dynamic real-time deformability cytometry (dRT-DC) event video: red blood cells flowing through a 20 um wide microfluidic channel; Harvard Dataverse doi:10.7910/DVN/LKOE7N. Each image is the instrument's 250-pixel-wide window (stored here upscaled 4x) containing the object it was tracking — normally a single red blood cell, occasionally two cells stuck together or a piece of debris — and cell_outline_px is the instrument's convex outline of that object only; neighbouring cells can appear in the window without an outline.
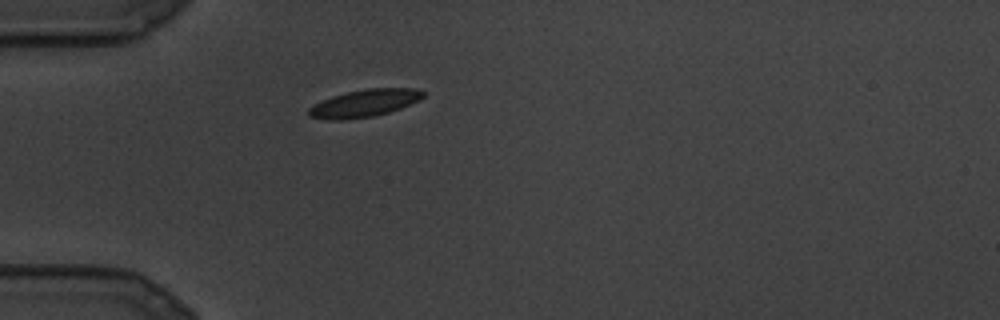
{"species": "common noctule bat (a hibernating species)", "species_latin": "Nyctalus noctula", "temperature_condition": "cold", "stored_images_in_passage": 9, "camera_frame_rate_fps": 3000, "um_per_image_px": 0.085, "animal": {"sex": "male", "body_mass_g": 19.5, "forearm_length_mm": 54.6}, "frame": {"image": 1, "passage_image": 1, "time_ms": 0.0, "image_size_px": [1000, 320], "cell_outline_px": [[424, 96], [420, 100], [400, 108], [376, 116], [344, 120], [328, 120], [308, 116], [308, 108], [332, 96], [348, 92], [368, 88], [416, 88], [424, 92]], "centroid_in_image_um": [30.99, 8.78], "position_along_channel_um": 54.0, "area_um2": 18.21}}
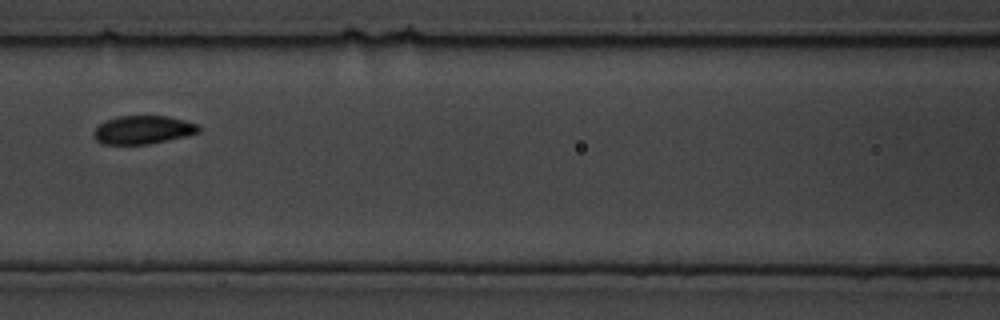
{"frame": {"image": 2, "passage_image": 6, "time_ms": 1.667, "image_size_px": [1000, 320], "cell_outline_px": [[200, 132], [168, 140], [148, 144], [100, 144], [92, 136], [92, 132], [100, 124], [116, 116], [168, 116], [200, 124]], "centroid_in_image_um": [12.15, 11.04], "position_along_channel_um": 154.5, "area_um2": 17.4}}
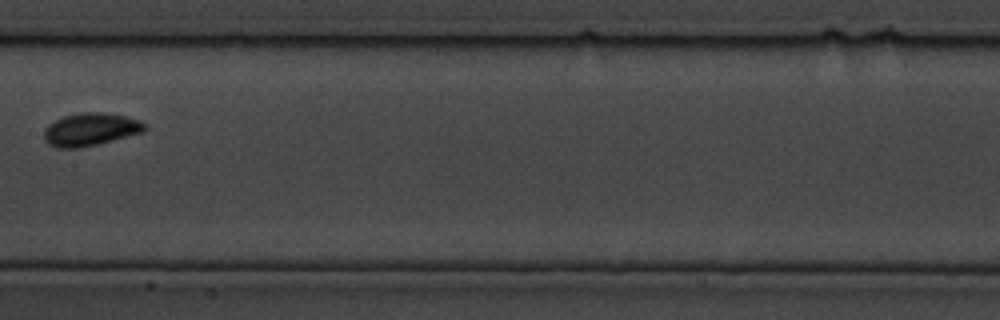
{"frame": {"image": 3, "passage_image": 8, "time_ms": 2.333, "image_size_px": [1000, 320], "cell_outline_px": [[148, 128], [144, 132], [80, 148], [56, 148], [48, 144], [44, 140], [44, 128], [48, 124], [64, 116], [84, 112], [104, 112], [124, 116], [140, 120], [148, 124]], "centroid_in_image_um": [7.7, 11.0], "position_along_channel_um": 199.7, "area_um2": 19.36}}